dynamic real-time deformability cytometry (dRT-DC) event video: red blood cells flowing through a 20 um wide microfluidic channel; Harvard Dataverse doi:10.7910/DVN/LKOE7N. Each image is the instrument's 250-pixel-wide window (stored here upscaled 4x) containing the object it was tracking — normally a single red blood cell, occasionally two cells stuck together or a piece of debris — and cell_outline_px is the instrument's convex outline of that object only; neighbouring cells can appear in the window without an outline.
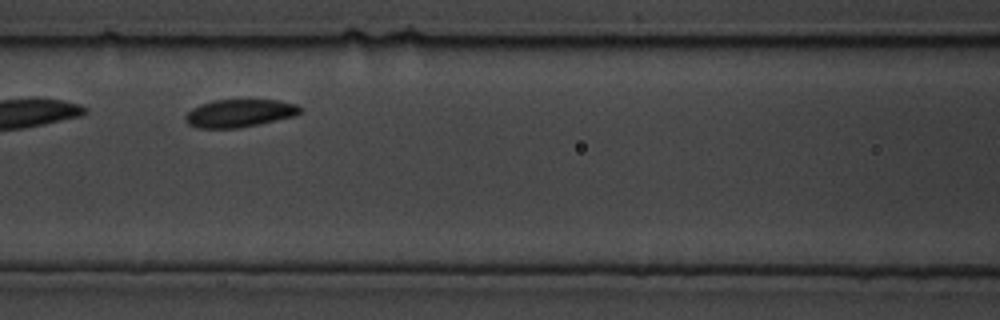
{"species": "common noctule bat (a hibernating species)", "species_latin": "Nyctalus noctula", "temperature_condition": "cold", "stored_images_in_passage": 7, "camera_frame_rate_fps": 3000, "um_per_image_px": 0.085, "animal": {"sex": "male", "body_mass_g": 19.5, "forearm_length_mm": 54.6}, "frame": {"image": 1, "passage_image": 6, "time_ms": 1.667, "image_size_px": [1000, 320], "cell_outline_px": [[300, 112], [296, 116], [260, 124], [236, 128], [196, 128], [188, 124], [184, 120], [184, 116], [192, 108], [200, 104], [212, 100], [276, 100], [296, 104], [300, 108]], "centroid_in_image_um": [20.32, 9.63], "position_along_channel_um": 146.3, "area_um2": 18.67}}